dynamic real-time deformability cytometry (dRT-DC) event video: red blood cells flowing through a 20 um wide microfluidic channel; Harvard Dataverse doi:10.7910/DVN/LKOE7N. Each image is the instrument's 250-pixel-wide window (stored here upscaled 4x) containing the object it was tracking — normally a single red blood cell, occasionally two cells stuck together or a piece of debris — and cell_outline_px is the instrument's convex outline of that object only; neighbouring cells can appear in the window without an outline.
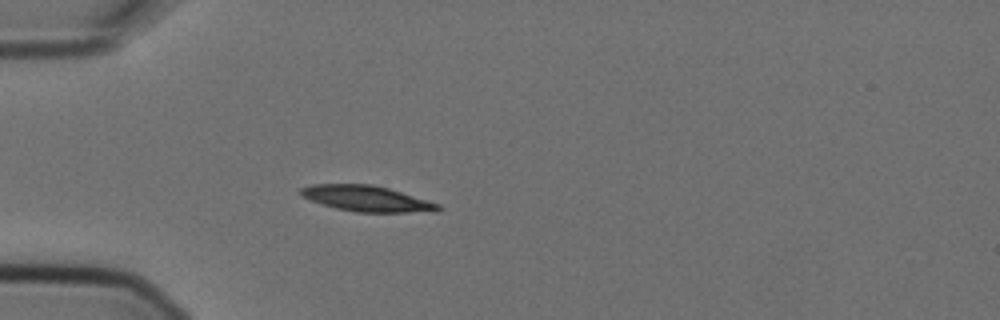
{"species": "Egyptian fruit bat (a non-hibernating species)", "species_latin": "Rousettus aegyptiacus", "temperature_condition": "cold", "stored_images_in_passage": 4, "camera_frame_rate_fps": 3000, "um_per_image_px": 0.085, "animal": {"sex": "female"}, "frame": {"image": 1, "passage_image": 4, "time_ms": 1.0, "image_size_px": [1000, 320], "cell_outline_px": [[444, 208], [436, 212], [356, 212], [336, 208], [300, 196], [300, 188], [312, 184], [372, 184], [388, 188], [440, 204]], "centroid_in_image_um": [31.21, 16.88], "position_along_channel_um": 53.8, "area_um2": 20.58}}